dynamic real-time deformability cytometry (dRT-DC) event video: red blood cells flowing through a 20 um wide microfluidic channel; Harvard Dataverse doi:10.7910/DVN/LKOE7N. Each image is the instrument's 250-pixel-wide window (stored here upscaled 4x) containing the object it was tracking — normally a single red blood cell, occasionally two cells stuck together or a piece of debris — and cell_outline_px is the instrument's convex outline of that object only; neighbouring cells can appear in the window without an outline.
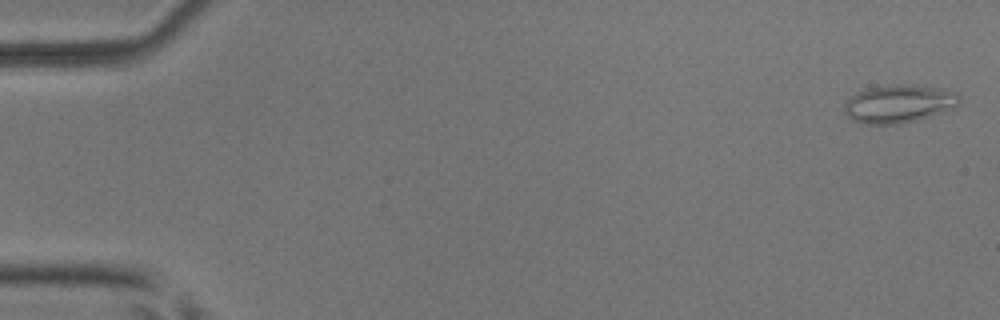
{"species": "common noctule bat (a hibernating species)", "species_latin": "Nyctalus noctula", "temperature_condition": "room temperature", "stored_images_in_passage": 52, "camera_frame_rate_fps": 3000, "um_per_image_px": 0.085, "animal": {"sex": "male", "body_mass_g": 17.9, "forearm_length_mm": 54.2}, "frame": {"image": 1, "passage_image": 2, "time_ms": 0.333, "image_size_px": [1000, 320], "cell_outline_px": [[960, 100], [956, 108], [916, 120], [900, 124], [864, 124], [852, 120], [844, 112], [844, 104], [856, 92], [864, 88], [900, 84], [908, 84], [936, 88], [956, 92], [960, 96]], "centroid_in_image_um": [76.39, 8.82], "position_along_channel_um": 8.6, "area_um2": 25.55}}
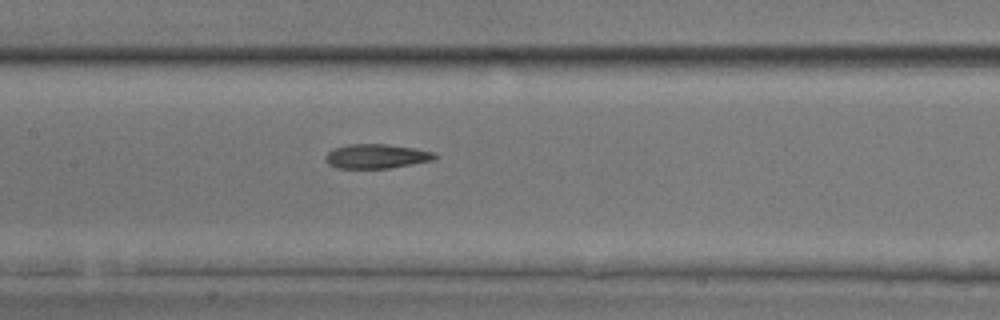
{"frame": {"image": 2, "passage_image": 26, "time_ms": 8.333, "image_size_px": [1000, 320], "cell_outline_px": [[440, 156], [436, 160], [388, 168], [336, 168], [328, 164], [324, 160], [324, 156], [332, 148], [348, 144], [388, 144], [416, 148], [436, 152]], "centroid_in_image_um": [32.03, 13.27], "position_along_channel_um": 175.4, "area_um2": 15.9}}
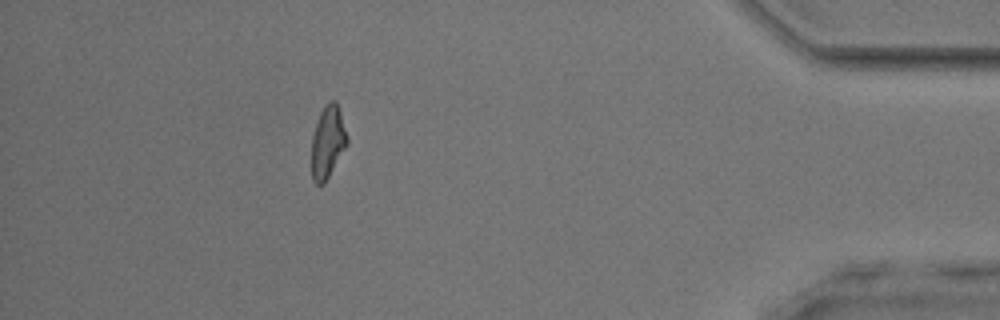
{"frame": {"image": 3, "passage_image": 47, "time_ms": 15.333, "image_size_px": [1000, 320], "cell_outline_px": [[348, 144], [324, 184], [316, 184], [312, 180], [312, 136], [320, 112], [324, 104], [328, 100], [336, 100], [348, 136]], "centroid_in_image_um": [27.86, 12.05], "position_along_channel_um": 407.3, "area_um2": 15.09}, "authors_computed_cell_mechanics": {"area_um2": 15.9528, "velocity_mm_per_s": 4.0144, "shape_relaxation_time_tau1_ms": null, "shape_relaxation_time_tau2_ms": 3.4034, "deformation_change_tau1": null, "deformation_change_tau2": 0.1368}}